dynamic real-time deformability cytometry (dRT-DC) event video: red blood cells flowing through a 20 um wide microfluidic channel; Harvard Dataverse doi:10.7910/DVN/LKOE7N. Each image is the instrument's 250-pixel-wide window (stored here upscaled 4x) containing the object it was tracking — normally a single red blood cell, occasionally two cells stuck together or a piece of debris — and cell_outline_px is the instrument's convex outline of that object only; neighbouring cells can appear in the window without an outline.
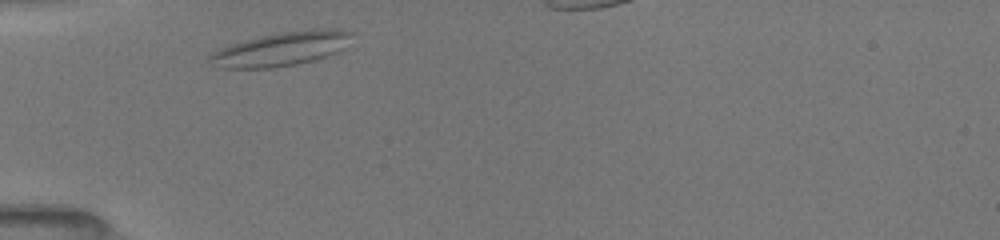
{"species": "common noctule bat (a hibernating species)", "species_latin": "Nyctalus noctula", "temperature_condition": "room temperature", "stored_images_in_passage": 3, "camera_frame_rate_fps": 3000, "um_per_image_px": 0.085, "animal": {"sex": "female", "body_mass_g": 19.5, "forearm_length_mm": 54.1}, "frame": {"image": 1, "passage_image": 1, "time_ms": 0.0, "image_size_px": [1000, 240], "cell_outline_px": [[352, 32], [344, 48], [324, 56], [312, 60], [296, 64], [272, 68], [220, 68], [208, 56], [212, 52], [220, 48], [232, 44], [260, 36], [284, 32], [328, 28]], "centroid_in_image_um": [23.88, 4.16], "position_along_channel_um": 61.1, "area_um2": 27.22}}